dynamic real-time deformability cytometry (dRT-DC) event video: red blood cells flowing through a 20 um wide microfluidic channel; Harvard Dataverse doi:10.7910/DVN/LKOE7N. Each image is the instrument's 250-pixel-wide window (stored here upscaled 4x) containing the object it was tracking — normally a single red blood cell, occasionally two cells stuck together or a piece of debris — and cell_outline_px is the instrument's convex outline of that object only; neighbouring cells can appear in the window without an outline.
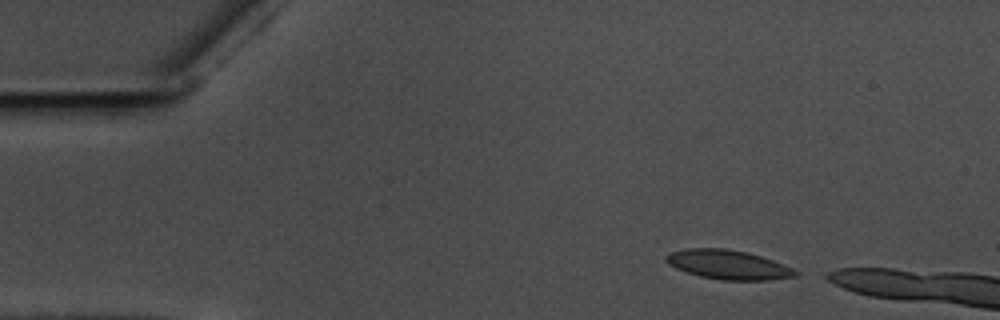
{"species": "common noctule bat (a hibernating species)", "species_latin": "Nyctalus noctula", "temperature_condition": "warm", "stored_images_in_passage": 5, "camera_frame_rate_fps": 3000, "um_per_image_px": 0.085, "animal": {"sex": "male", "body_mass_g": 17.5, "forearm_length_mm": 52.3}, "frame": {"image": 1, "passage_image": 1, "time_ms": 0.0, "image_size_px": [1000, 320], "cell_outline_px": [[800, 272], [796, 276], [768, 280], [720, 280], [700, 276], [676, 268], [668, 264], [664, 260], [664, 256], [672, 252], [688, 248], [724, 248], [744, 252], [760, 256], [772, 260], [792, 268]], "centroid_in_image_um": [61.87, 22.5], "position_along_channel_um": 23.1, "area_um2": 21.85}}